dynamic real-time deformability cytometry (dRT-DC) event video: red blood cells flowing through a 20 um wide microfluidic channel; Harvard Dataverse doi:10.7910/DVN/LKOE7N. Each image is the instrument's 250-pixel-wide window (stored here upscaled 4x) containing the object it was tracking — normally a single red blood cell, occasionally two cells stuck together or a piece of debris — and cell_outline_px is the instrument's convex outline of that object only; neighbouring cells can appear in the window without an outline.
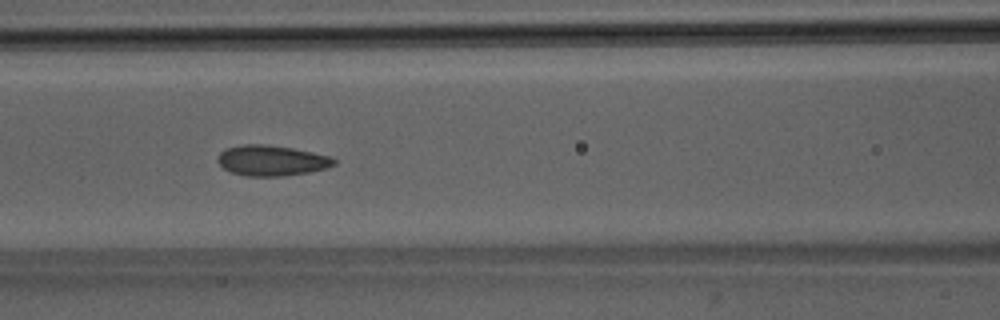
{"species": "Egyptian fruit bat (a non-hibernating species)", "species_latin": "Rousettus aegyptiacus", "temperature_condition": "room temperature", "stored_images_in_passage": 42, "camera_frame_rate_fps": 3000, "um_per_image_px": 0.085, "animal": {"sex": "male"}, "frame": {"image": 1, "passage_image": 13, "time_ms": 4.0, "image_size_px": [1000, 320], "cell_outline_px": [[336, 164], [328, 168], [308, 172], [284, 176], [244, 176], [232, 172], [224, 168], [216, 160], [220, 152], [224, 148], [244, 144], [264, 144], [292, 148], [332, 156], [336, 160]], "centroid_in_image_um": [23.09, 13.64], "position_along_channel_um": 143.5, "area_um2": 20.81}, "authors_computed_cell_mechanics": {"area_um2": 20.0277, "velocity_mm_per_s": 4.044, "shape_relaxation_time_tau1_ms": 4.6247, "shape_relaxation_time_tau2_ms": 1.6832, "deformation_change_tau1": 0.1039, "deformation_change_tau2": 0.0569}}